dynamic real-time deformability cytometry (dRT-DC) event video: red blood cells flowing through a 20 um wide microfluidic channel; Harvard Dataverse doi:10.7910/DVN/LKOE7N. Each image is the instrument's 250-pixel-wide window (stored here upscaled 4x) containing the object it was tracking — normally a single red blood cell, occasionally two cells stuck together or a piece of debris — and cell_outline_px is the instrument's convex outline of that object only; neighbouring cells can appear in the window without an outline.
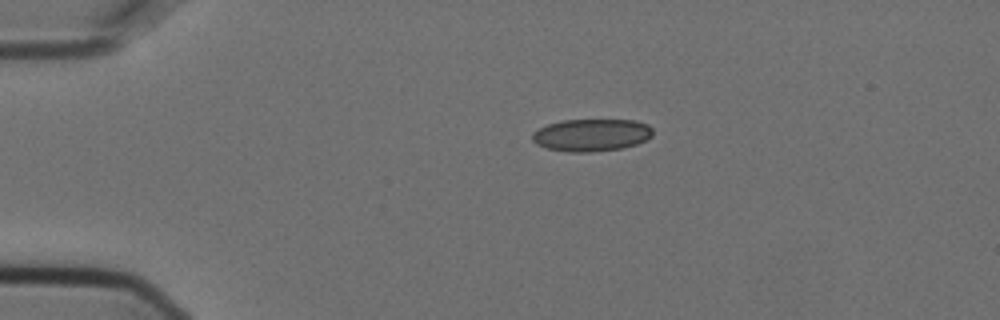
{"species": "Egyptian fruit bat (a non-hibernating species)", "species_latin": "Rousettus aegyptiacus", "temperature_condition": "cold", "stored_images_in_passage": 3, "camera_frame_rate_fps": 3000, "um_per_image_px": 0.085, "animal": {"sex": "female"}, "frame": {"image": 1, "passage_image": 1, "time_ms": 0.0, "image_size_px": [1000, 320], "cell_outline_px": [[652, 136], [636, 144], [620, 148], [592, 152], [568, 152], [548, 148], [536, 144], [532, 140], [532, 132], [548, 124], [560, 120], [636, 120], [648, 124], [652, 128]], "centroid_in_image_um": [50.26, 11.47], "position_along_channel_um": 34.7, "area_um2": 22.72}}
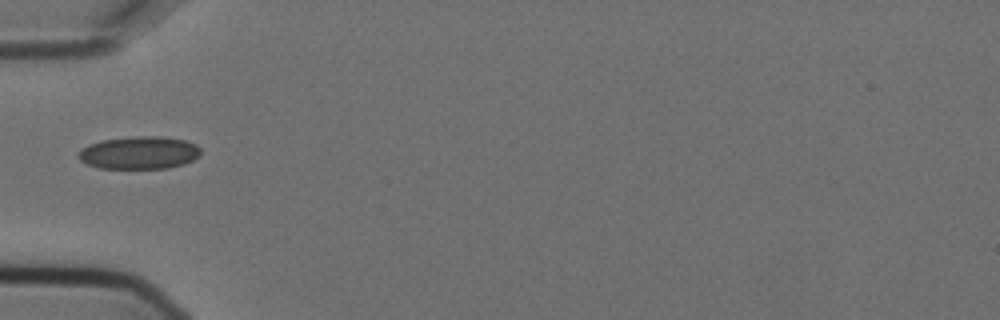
{"frame": {"image": 2, "passage_image": 3, "time_ms": 0.667, "image_size_px": [1000, 320], "cell_outline_px": [[200, 156], [184, 164], [168, 168], [100, 168], [88, 164], [80, 160], [76, 156], [88, 144], [104, 140], [136, 136], [160, 136], [184, 140], [196, 144], [200, 148]], "centroid_in_image_um": [11.86, 12.98], "position_along_channel_um": 73.1, "area_um2": 23.18}}